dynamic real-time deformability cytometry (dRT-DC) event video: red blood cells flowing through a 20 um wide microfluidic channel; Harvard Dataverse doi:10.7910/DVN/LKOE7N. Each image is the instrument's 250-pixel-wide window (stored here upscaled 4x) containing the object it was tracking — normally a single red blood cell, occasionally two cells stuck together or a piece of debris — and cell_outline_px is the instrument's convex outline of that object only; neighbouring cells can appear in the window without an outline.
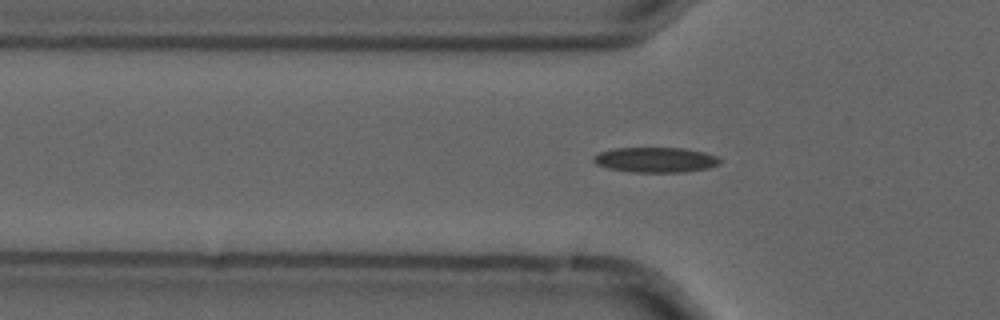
{"species": "common noctule bat (a hibernating species)", "species_latin": "Nyctalus noctula", "temperature_condition": "cold", "stored_images_in_passage": 54, "camera_frame_rate_fps": 3000, "um_per_image_px": 0.085, "animal": {"sex": "male", "forearm_length_mm": 52.5}, "frame": {"image": 1, "passage_image": 17, "time_ms": 5.333, "image_size_px": [1000, 320], "cell_outline_px": [[720, 164], [708, 168], [684, 172], [632, 172], [608, 168], [596, 164], [592, 160], [592, 156], [600, 152], [612, 148], [684, 148], [704, 152], [716, 156], [720, 160]], "centroid_in_image_um": [55.7, 13.58], "position_along_channel_um": 70.1, "area_um2": 18.55}}
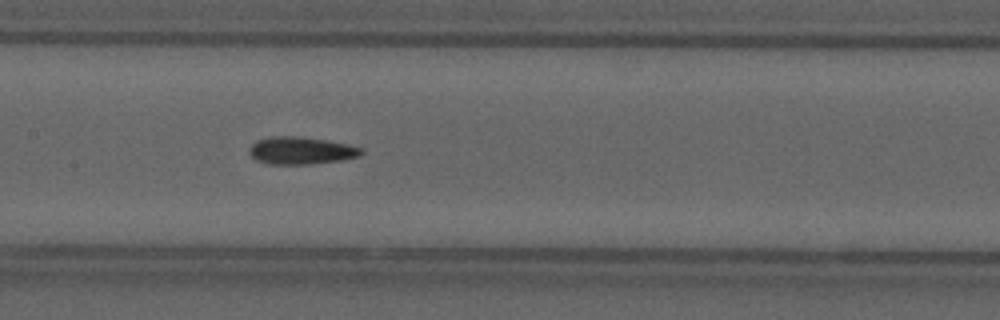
{"frame": {"image": 2, "passage_image": 26, "time_ms": 8.333, "image_size_px": [1000, 320], "cell_outline_px": [[364, 152], [360, 156], [344, 160], [312, 164], [268, 164], [256, 160], [248, 152], [248, 148], [256, 140], [272, 136], [296, 136], [324, 140], [348, 144], [364, 148]], "centroid_in_image_um": [25.6, 12.8], "position_along_channel_um": 181.8, "area_um2": 18.09}}
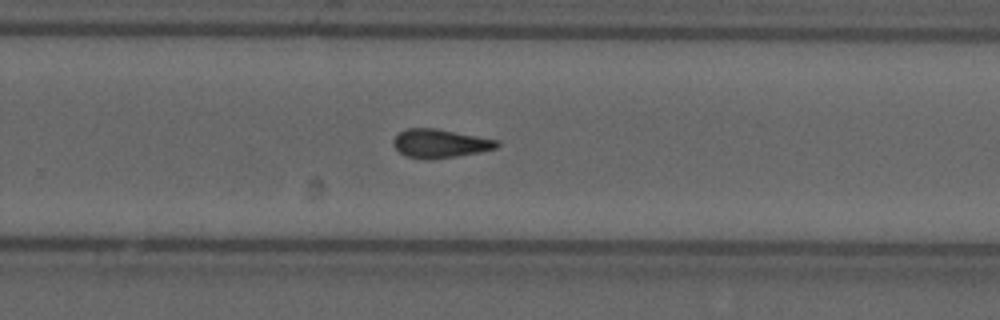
{"frame": {"image": 3, "passage_image": 35, "time_ms": 11.333, "image_size_px": [1000, 320], "cell_outline_px": [[500, 144], [496, 148], [480, 152], [432, 160], [428, 160], [404, 156], [392, 144], [392, 140], [400, 132], [408, 128], [436, 128], [500, 140]], "centroid_in_image_um": [37.41, 12.2], "position_along_channel_um": 292.4, "area_um2": 17.46}, "authors_computed_cell_mechanics": {"area_um2": 17.1377, "velocity_mm_per_s": 3.7029, "shape_relaxation_time_tau1_ms": null, "shape_relaxation_time_tau2_ms": 4.528, "deformation_change_tau1": null, "deformation_change_tau2": 0.1218}}